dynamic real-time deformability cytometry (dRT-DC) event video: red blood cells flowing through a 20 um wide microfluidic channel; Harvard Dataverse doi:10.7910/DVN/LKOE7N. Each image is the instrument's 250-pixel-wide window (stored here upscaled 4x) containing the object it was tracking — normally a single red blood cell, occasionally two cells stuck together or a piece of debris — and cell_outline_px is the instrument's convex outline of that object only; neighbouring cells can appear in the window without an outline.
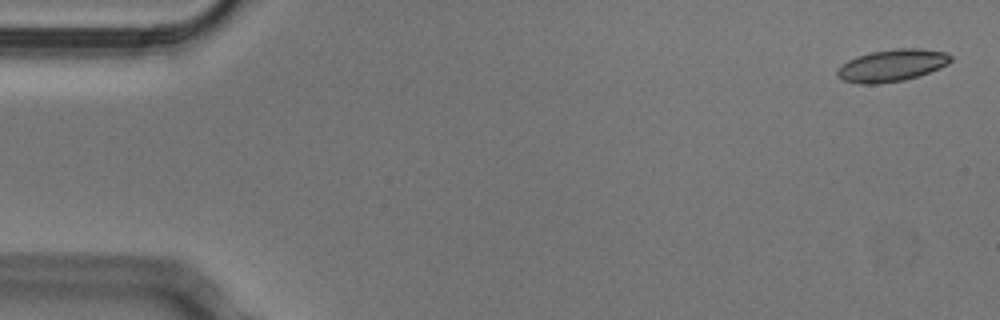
{"species": "Egyptian fruit bat (a non-hibernating species)", "species_latin": "Rousettus aegyptiacus", "temperature_condition": "cold", "stored_images_in_passage": 53, "camera_frame_rate_fps": 3000, "um_per_image_px": 0.085, "animal": {"sex": "male"}, "frame": {"image": 1, "passage_image": 2, "time_ms": 0.333, "image_size_px": [1000, 320], "cell_outline_px": [[952, 60], [948, 64], [940, 68], [904, 80], [880, 84], [860, 84], [844, 80], [836, 76], [836, 72], [848, 60], [856, 56], [872, 52], [896, 48], [920, 48], [944, 52], [952, 56]], "centroid_in_image_um": [75.82, 5.56], "position_along_channel_um": 9.2, "area_um2": 21.1}}
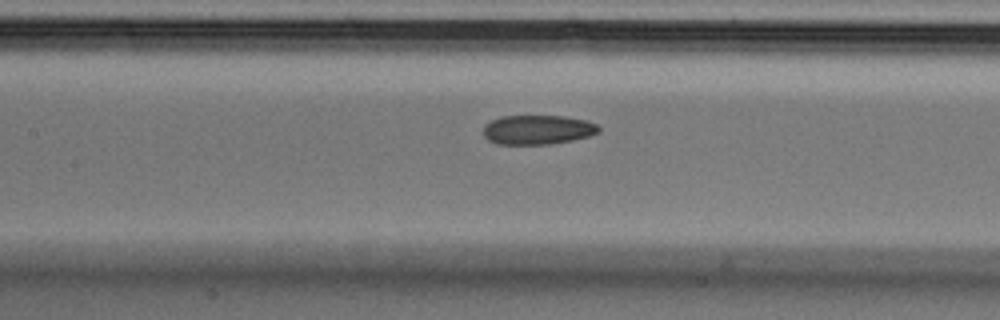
{"frame": {"image": 2, "passage_image": 24, "time_ms": 7.667, "image_size_px": [1000, 320], "cell_outline_px": [[600, 132], [588, 136], [572, 140], [552, 144], [496, 144], [488, 140], [484, 136], [484, 124], [500, 116], [564, 116], [588, 120], [596, 124], [600, 128]], "centroid_in_image_um": [45.7, 11.02], "position_along_channel_um": 161.7, "area_um2": 19.88}}
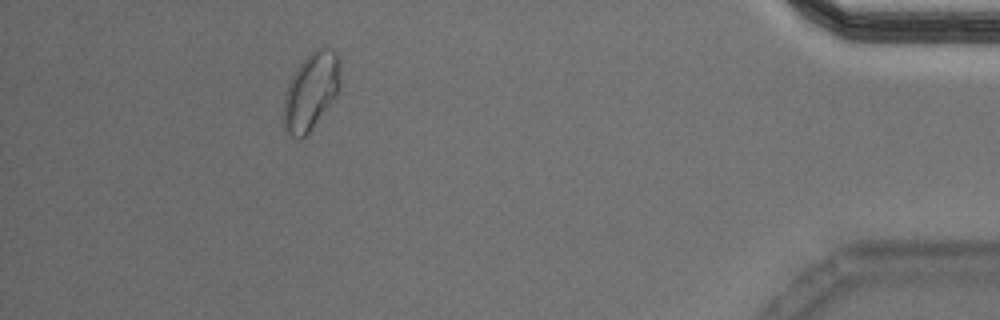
{"frame": {"image": 3, "passage_image": 48, "time_ms": 15.667, "image_size_px": [1000, 320], "cell_outline_px": [[340, 84], [336, 96], [308, 132], [300, 140], [292, 136], [284, 128], [284, 92], [296, 68], [308, 52], [316, 48], [332, 48], [336, 52], [340, 68]], "centroid_in_image_um": [26.43, 7.71], "position_along_channel_um": 408.8, "area_um2": 25.37}, "authors_computed_cell_mechanics": {"area_um2": 20.9236, "velocity_mm_per_s": 3.7773, "shape_relaxation_time_tau1_ms": 5.7941, "shape_relaxation_time_tau2_ms": 2.2706, "deformation_change_tau1": 0.1015, "deformation_change_tau2": 0.058}}